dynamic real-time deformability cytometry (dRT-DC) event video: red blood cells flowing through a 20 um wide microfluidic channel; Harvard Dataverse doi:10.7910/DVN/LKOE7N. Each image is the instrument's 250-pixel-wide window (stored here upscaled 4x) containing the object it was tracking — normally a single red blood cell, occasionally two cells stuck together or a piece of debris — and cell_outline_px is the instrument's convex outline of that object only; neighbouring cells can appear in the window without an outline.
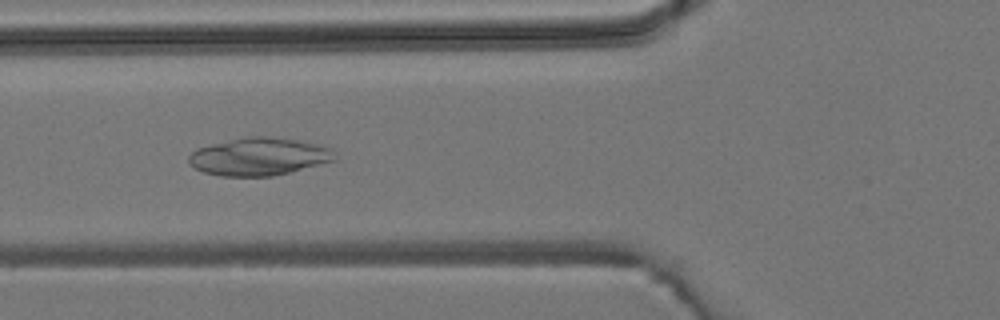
{"species": "common noctule bat (a hibernating species)", "species_latin": "Nyctalus noctula", "temperature_condition": "room temperature", "stored_images_in_passage": 5, "camera_frame_rate_fps": 3000, "um_per_image_px": 0.085, "animal": {"sex": "male", "body_mass_g": 19.2, "forearm_length_mm": 51.8}, "frame": {"image": 1, "passage_image": 3, "time_ms": 2.333, "image_size_px": [1000, 320], "cell_outline_px": [[336, 160], [272, 176], [220, 176], [204, 172], [196, 168], [188, 160], [188, 156], [196, 148], [248, 136], [264, 136], [296, 140], [332, 148]], "centroid_in_image_um": [22.0, 13.31], "position_along_channel_um": 103.8, "area_um2": 31.56}}
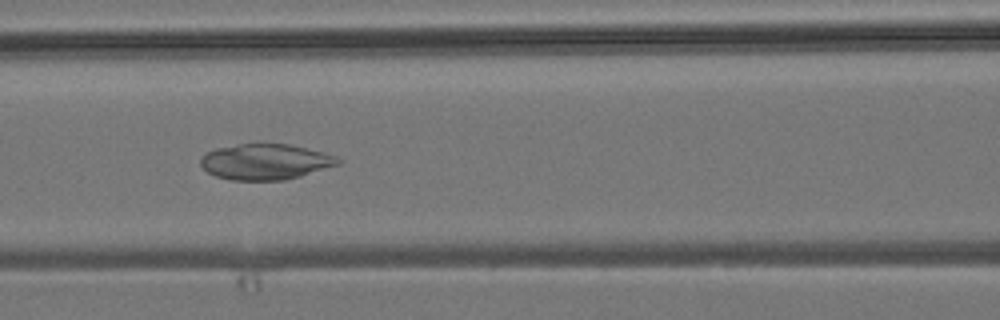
{"frame": {"image": 2, "passage_image": 4, "time_ms": 3.333, "image_size_px": [1000, 320], "cell_outline_px": [[344, 160], [340, 164], [300, 176], [284, 180], [232, 180], [216, 176], [208, 172], [200, 164], [200, 160], [208, 152], [216, 148], [260, 140], [288, 144], [336, 156]], "centroid_in_image_um": [22.56, 13.71], "position_along_channel_um": 144.0, "area_um2": 29.02}}